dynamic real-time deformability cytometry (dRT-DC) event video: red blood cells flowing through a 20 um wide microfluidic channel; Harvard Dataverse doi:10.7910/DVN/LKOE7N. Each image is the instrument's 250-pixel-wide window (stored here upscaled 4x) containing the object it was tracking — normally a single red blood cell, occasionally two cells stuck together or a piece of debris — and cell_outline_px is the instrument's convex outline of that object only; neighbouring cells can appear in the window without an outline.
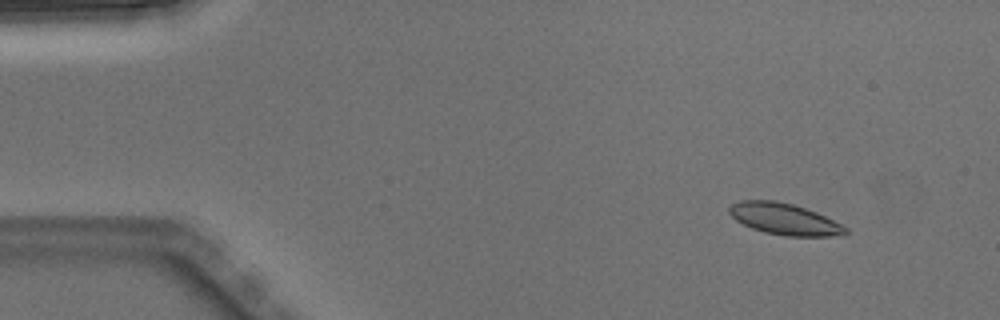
{"species": "Egyptian fruit bat (a non-hibernating species)", "species_latin": "Rousettus aegyptiacus", "temperature_condition": "warm", "stored_images_in_passage": 4, "camera_frame_rate_fps": 3000, "um_per_image_px": 0.085, "animal": {"sex": "male"}, "frame": {"image": 1, "passage_image": 1, "time_ms": 0.0, "image_size_px": [1000, 320], "cell_outline_px": [[848, 232], [828, 236], [784, 236], [764, 232], [752, 228], [736, 220], [728, 212], [728, 208], [732, 204], [740, 200], [776, 200], [792, 204], [816, 212], [848, 228]], "centroid_in_image_um": [66.62, 18.61], "position_along_channel_um": 18.4, "area_um2": 21.04}}
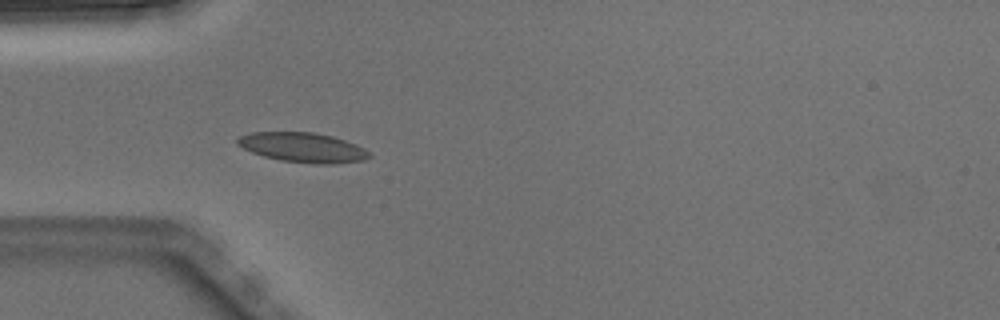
{"frame": {"image": 2, "passage_image": 4, "time_ms": 1.0, "image_size_px": [1000, 320], "cell_outline_px": [[372, 156], [364, 160], [336, 164], [320, 164], [280, 160], [264, 156], [252, 152], [236, 144], [236, 140], [240, 136], [252, 132], [312, 132], [332, 136], [356, 144], [372, 152]], "centroid_in_image_um": [25.78, 12.53], "position_along_channel_um": 59.2, "area_um2": 22.83}}